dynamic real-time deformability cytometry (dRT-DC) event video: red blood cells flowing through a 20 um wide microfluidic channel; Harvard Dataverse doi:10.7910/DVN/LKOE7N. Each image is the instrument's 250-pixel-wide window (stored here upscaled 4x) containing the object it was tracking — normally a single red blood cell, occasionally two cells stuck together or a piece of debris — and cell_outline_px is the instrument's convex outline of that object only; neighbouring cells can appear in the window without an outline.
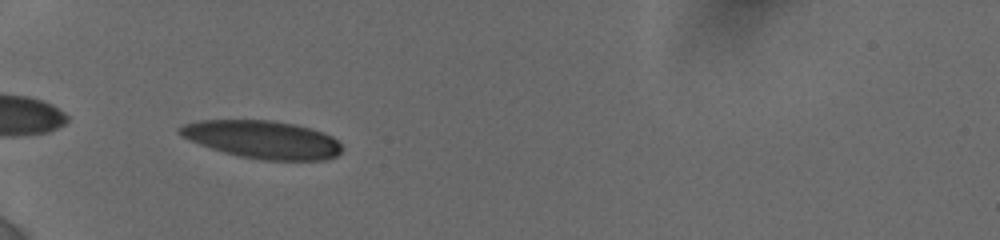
{"species": "human", "species_latin": "Homo sapiens", "temperature_condition": "cold", "stored_images_in_passage": 3, "camera_frame_rate_fps": 3000, "um_per_image_px": 0.085, "donor": {"sex": "female"}, "frame": {"image": 1, "passage_image": 1, "time_ms": 0.0, "image_size_px": [1000, 240], "cell_outline_px": [[344, 148], [336, 156], [324, 160], [264, 160], [240, 156], [224, 152], [200, 144], [184, 136], [176, 128], [184, 124], [200, 120], [272, 120], [296, 124], [332, 136]], "centroid_in_image_um": [22.34, 11.85], "position_along_channel_um": 62.7, "area_um2": 35.43}}
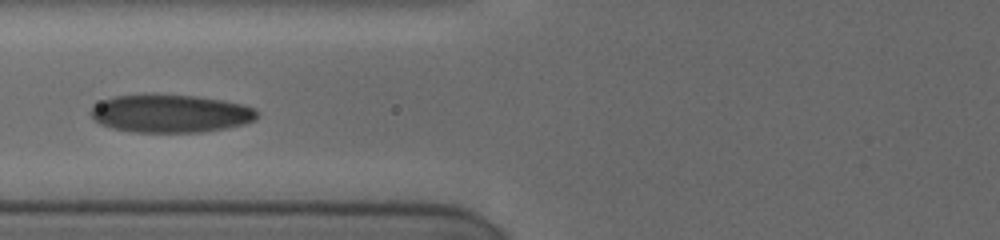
{"frame": {"image": 2, "passage_image": 3, "time_ms": 1.667, "image_size_px": [1000, 240], "cell_outline_px": [[256, 120], [244, 124], [224, 128], [200, 132], [132, 132], [112, 128], [100, 124], [92, 116], [92, 108], [96, 104], [104, 100], [116, 96], [148, 92], [156, 92], [196, 96], [224, 100], [240, 104], [252, 108], [256, 112]], "centroid_in_image_um": [14.46, 9.62], "position_along_channel_um": 111.3, "area_um2": 37.17}}